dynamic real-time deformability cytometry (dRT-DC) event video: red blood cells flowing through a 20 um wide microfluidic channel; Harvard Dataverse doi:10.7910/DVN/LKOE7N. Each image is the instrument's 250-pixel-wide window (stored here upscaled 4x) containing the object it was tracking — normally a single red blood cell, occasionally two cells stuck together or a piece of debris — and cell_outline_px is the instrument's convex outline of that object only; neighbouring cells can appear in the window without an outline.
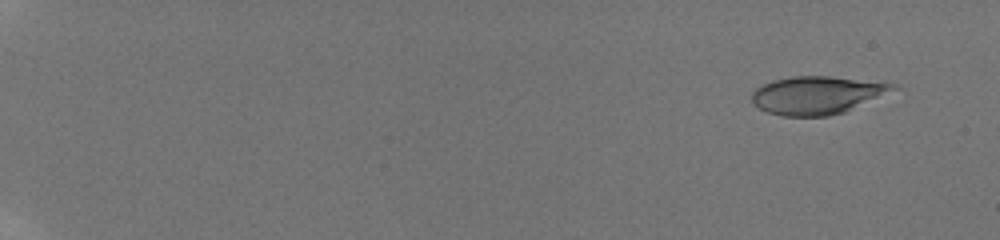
{"species": "human", "species_latin": "Homo sapiens", "temperature_condition": "room temperature", "stored_images_in_passage": 17, "camera_frame_rate_fps": 3000, "um_per_image_px": 0.085, "donor": {"sex": "male"}, "frame": {"image": 1, "passage_image": 2, "time_ms": 1.0, "image_size_px": [1000, 240], "cell_outline_px": [[900, 88], [844, 112], [828, 116], [784, 116], [768, 112], [752, 104], [752, 92], [760, 84], [772, 80], [792, 76], [832, 76], [884, 80], [900, 84]], "centroid_in_image_um": [69.53, 8.05], "position_along_channel_um": 15.5, "area_um2": 31.96}}
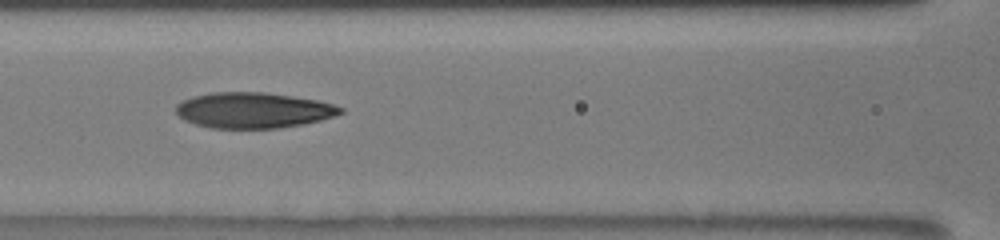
{"frame": {"image": 2, "passage_image": 13, "time_ms": 9.667, "image_size_px": [1000, 240], "cell_outline_px": [[344, 112], [336, 116], [304, 124], [280, 128], [212, 128], [196, 124], [184, 120], [176, 112], [176, 104], [192, 96], [212, 92], [264, 92], [292, 96], [316, 100], [332, 104], [344, 108]], "centroid_in_image_um": [21.54, 9.37], "position_along_channel_um": 145.1, "area_um2": 34.22}}
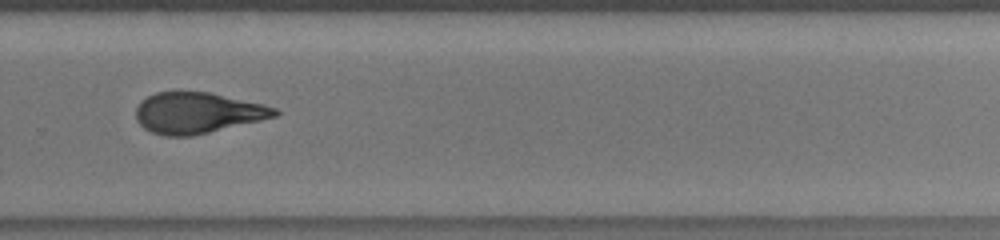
{"frame": {"image": 3, "passage_image": 17, "time_ms": 14.0, "image_size_px": [1000, 240], "cell_outline_px": [[280, 112], [276, 116], [260, 120], [192, 136], [164, 136], [152, 132], [144, 128], [136, 120], [136, 108], [140, 100], [156, 92], [176, 88], [180, 88], [208, 92], [264, 104], [276, 108]], "centroid_in_image_um": [16.72, 9.55], "position_along_channel_um": 313.1, "area_um2": 33.76}}